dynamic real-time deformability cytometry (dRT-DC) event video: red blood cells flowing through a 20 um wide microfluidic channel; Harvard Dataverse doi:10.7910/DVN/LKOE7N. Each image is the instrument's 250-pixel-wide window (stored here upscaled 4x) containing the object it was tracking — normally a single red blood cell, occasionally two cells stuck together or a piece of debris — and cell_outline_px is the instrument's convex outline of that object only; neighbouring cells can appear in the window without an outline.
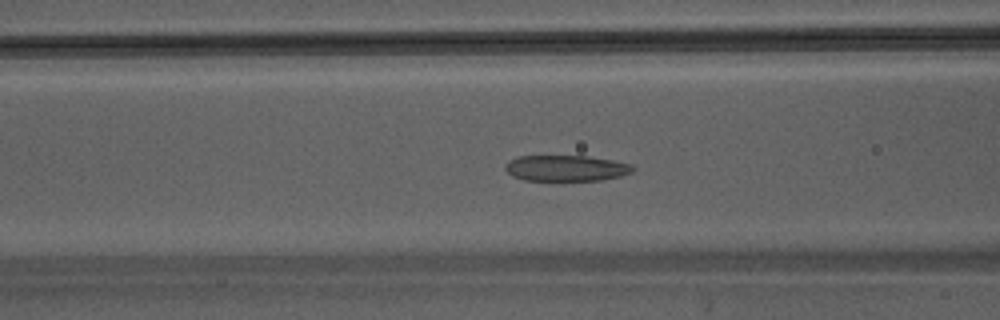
{"species": "Egyptian fruit bat (a non-hibernating species)", "species_latin": "Rousettus aegyptiacus", "temperature_condition": "warm", "stored_images_in_passage": 47, "camera_frame_rate_fps": 3000, "um_per_image_px": 0.085, "animal": {"sex": "male"}, "frame": {"image": 1, "passage_image": 19, "time_ms": 6.0, "image_size_px": [1000, 320], "cell_outline_px": [[636, 168], [632, 172], [620, 176], [600, 180], [524, 180], [512, 176], [504, 168], [508, 160], [516, 156], [588, 156], [612, 160], [632, 164]], "centroid_in_image_um": [48.11, 14.29], "position_along_channel_um": 118.5, "area_um2": 19.31}}
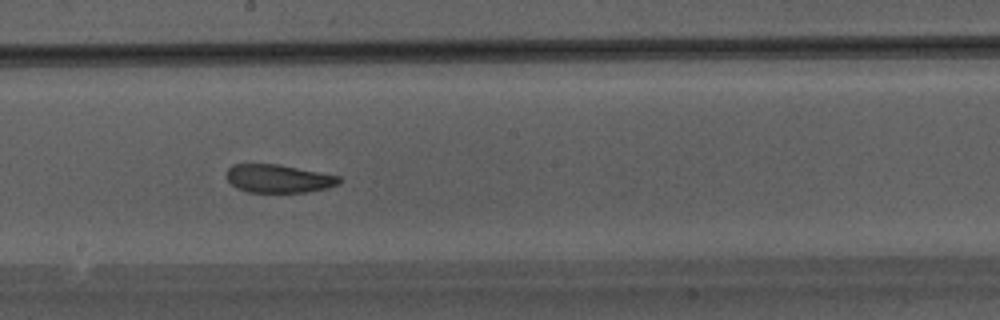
{"frame": {"image": 2, "passage_image": 26, "time_ms": 8.333, "image_size_px": [1000, 320], "cell_outline_px": [[340, 184], [328, 188], [308, 192], [248, 192], [236, 188], [228, 180], [228, 168], [232, 164], [276, 164], [340, 176]], "centroid_in_image_um": [23.69, 15.19], "position_along_channel_um": 224.5, "area_um2": 18.38}}
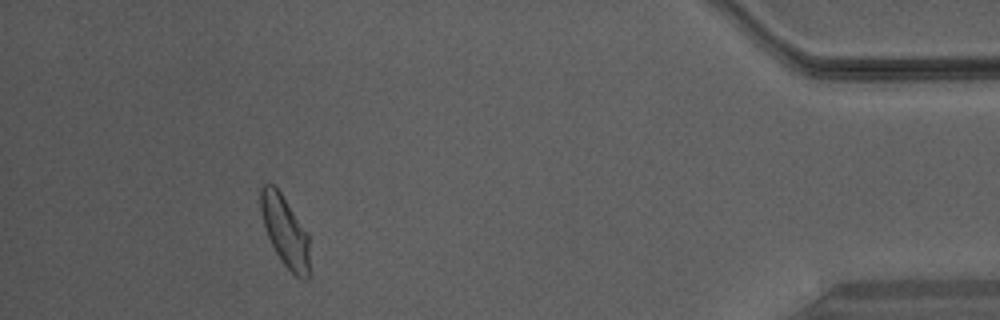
{"frame": {"image": 3, "passage_image": 42, "time_ms": 13.667, "image_size_px": [1000, 320], "cell_outline_px": [[308, 280], [304, 280], [296, 276], [280, 260], [268, 236], [264, 224], [260, 208], [260, 188], [264, 184], [272, 184], [280, 192], [308, 232]], "centroid_in_image_um": [24.22, 19.64], "position_along_channel_um": 411.0, "area_um2": 19.77}}